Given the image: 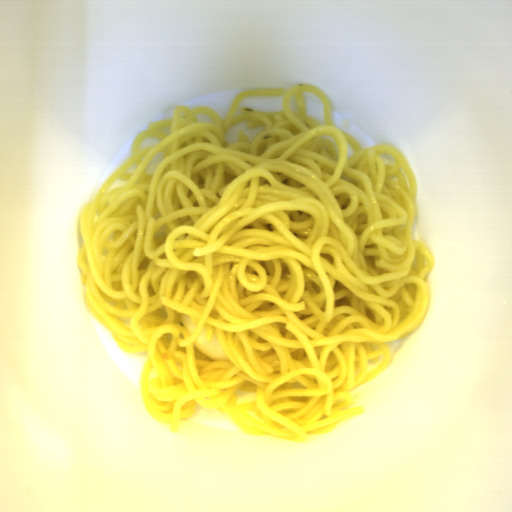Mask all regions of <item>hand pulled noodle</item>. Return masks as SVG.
<instances>
[{
  "label": "hand pulled noodle",
  "mask_w": 512,
  "mask_h": 512,
  "mask_svg": "<svg viewBox=\"0 0 512 512\" xmlns=\"http://www.w3.org/2000/svg\"><path fill=\"white\" fill-rule=\"evenodd\" d=\"M282 95L284 111L233 117L244 97ZM244 121L266 128L226 142ZM417 186L395 147L335 127L310 83L237 94L223 121L200 105L149 121L81 209L76 263L89 313L147 354L151 418L174 434L198 404L243 434L302 443L363 414L350 391L431 305ZM203 327L230 361L196 349Z\"/></svg>",
  "instance_id": "hand-pulled-noodle-1"
}]
</instances>
